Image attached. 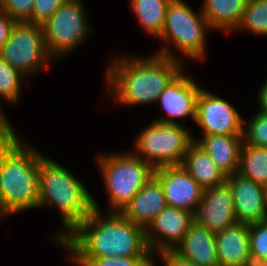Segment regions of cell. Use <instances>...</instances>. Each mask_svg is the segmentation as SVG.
<instances>
[{
	"label": "cell",
	"mask_w": 267,
	"mask_h": 266,
	"mask_svg": "<svg viewBox=\"0 0 267 266\" xmlns=\"http://www.w3.org/2000/svg\"><path fill=\"white\" fill-rule=\"evenodd\" d=\"M247 130H243L244 144L267 147V113L258 112L250 121Z\"/></svg>",
	"instance_id": "cell-28"
},
{
	"label": "cell",
	"mask_w": 267,
	"mask_h": 266,
	"mask_svg": "<svg viewBox=\"0 0 267 266\" xmlns=\"http://www.w3.org/2000/svg\"><path fill=\"white\" fill-rule=\"evenodd\" d=\"M153 177L163 189L167 206L196 212L204 189L181 165L155 168Z\"/></svg>",
	"instance_id": "cell-11"
},
{
	"label": "cell",
	"mask_w": 267,
	"mask_h": 266,
	"mask_svg": "<svg viewBox=\"0 0 267 266\" xmlns=\"http://www.w3.org/2000/svg\"><path fill=\"white\" fill-rule=\"evenodd\" d=\"M191 136L182 125L154 121L137 136L135 155L147 157L145 161L154 168L181 165L194 142Z\"/></svg>",
	"instance_id": "cell-6"
},
{
	"label": "cell",
	"mask_w": 267,
	"mask_h": 266,
	"mask_svg": "<svg viewBox=\"0 0 267 266\" xmlns=\"http://www.w3.org/2000/svg\"><path fill=\"white\" fill-rule=\"evenodd\" d=\"M249 238L253 266H267V221L249 225Z\"/></svg>",
	"instance_id": "cell-25"
},
{
	"label": "cell",
	"mask_w": 267,
	"mask_h": 266,
	"mask_svg": "<svg viewBox=\"0 0 267 266\" xmlns=\"http://www.w3.org/2000/svg\"><path fill=\"white\" fill-rule=\"evenodd\" d=\"M263 192H264V204L267 210V184L263 186Z\"/></svg>",
	"instance_id": "cell-35"
},
{
	"label": "cell",
	"mask_w": 267,
	"mask_h": 266,
	"mask_svg": "<svg viewBox=\"0 0 267 266\" xmlns=\"http://www.w3.org/2000/svg\"><path fill=\"white\" fill-rule=\"evenodd\" d=\"M231 186L235 217L238 223L254 224L267 221L263 186L236 173L227 176Z\"/></svg>",
	"instance_id": "cell-14"
},
{
	"label": "cell",
	"mask_w": 267,
	"mask_h": 266,
	"mask_svg": "<svg viewBox=\"0 0 267 266\" xmlns=\"http://www.w3.org/2000/svg\"><path fill=\"white\" fill-rule=\"evenodd\" d=\"M162 50V51H161ZM143 59L121 58L107 71L106 80L116 101L128 105L156 102L167 85L182 71L168 48Z\"/></svg>",
	"instance_id": "cell-2"
},
{
	"label": "cell",
	"mask_w": 267,
	"mask_h": 266,
	"mask_svg": "<svg viewBox=\"0 0 267 266\" xmlns=\"http://www.w3.org/2000/svg\"><path fill=\"white\" fill-rule=\"evenodd\" d=\"M210 28L204 16H197L182 0H170L163 32L159 38L173 43L188 57L203 59L205 31Z\"/></svg>",
	"instance_id": "cell-7"
},
{
	"label": "cell",
	"mask_w": 267,
	"mask_h": 266,
	"mask_svg": "<svg viewBox=\"0 0 267 266\" xmlns=\"http://www.w3.org/2000/svg\"><path fill=\"white\" fill-rule=\"evenodd\" d=\"M0 119L12 130L13 128H11L10 124L7 122L8 120L5 118V115H2V112L0 110Z\"/></svg>",
	"instance_id": "cell-36"
},
{
	"label": "cell",
	"mask_w": 267,
	"mask_h": 266,
	"mask_svg": "<svg viewBox=\"0 0 267 266\" xmlns=\"http://www.w3.org/2000/svg\"><path fill=\"white\" fill-rule=\"evenodd\" d=\"M194 222L193 212L166 206L148 225L151 230L148 228L144 230L145 240L150 252L154 253L156 249H158L157 252L159 253L166 250H174V243L180 244L182 242ZM153 231L154 233H159L157 234L158 236H163L164 240L162 239L161 241L159 238H155L154 233H151Z\"/></svg>",
	"instance_id": "cell-13"
},
{
	"label": "cell",
	"mask_w": 267,
	"mask_h": 266,
	"mask_svg": "<svg viewBox=\"0 0 267 266\" xmlns=\"http://www.w3.org/2000/svg\"><path fill=\"white\" fill-rule=\"evenodd\" d=\"M259 105L261 107L260 112L267 113V81L265 85L261 88L259 93Z\"/></svg>",
	"instance_id": "cell-33"
},
{
	"label": "cell",
	"mask_w": 267,
	"mask_h": 266,
	"mask_svg": "<svg viewBox=\"0 0 267 266\" xmlns=\"http://www.w3.org/2000/svg\"><path fill=\"white\" fill-rule=\"evenodd\" d=\"M34 0H0V10L15 22H29L33 16Z\"/></svg>",
	"instance_id": "cell-29"
},
{
	"label": "cell",
	"mask_w": 267,
	"mask_h": 266,
	"mask_svg": "<svg viewBox=\"0 0 267 266\" xmlns=\"http://www.w3.org/2000/svg\"><path fill=\"white\" fill-rule=\"evenodd\" d=\"M201 146L226 176L238 173L243 135H204Z\"/></svg>",
	"instance_id": "cell-19"
},
{
	"label": "cell",
	"mask_w": 267,
	"mask_h": 266,
	"mask_svg": "<svg viewBox=\"0 0 267 266\" xmlns=\"http://www.w3.org/2000/svg\"><path fill=\"white\" fill-rule=\"evenodd\" d=\"M99 162L115 212H120L154 175L155 168L135 154L101 156Z\"/></svg>",
	"instance_id": "cell-5"
},
{
	"label": "cell",
	"mask_w": 267,
	"mask_h": 266,
	"mask_svg": "<svg viewBox=\"0 0 267 266\" xmlns=\"http://www.w3.org/2000/svg\"><path fill=\"white\" fill-rule=\"evenodd\" d=\"M17 138L0 146V216L39 205L40 154Z\"/></svg>",
	"instance_id": "cell-3"
},
{
	"label": "cell",
	"mask_w": 267,
	"mask_h": 266,
	"mask_svg": "<svg viewBox=\"0 0 267 266\" xmlns=\"http://www.w3.org/2000/svg\"><path fill=\"white\" fill-rule=\"evenodd\" d=\"M238 28L267 35V0H249Z\"/></svg>",
	"instance_id": "cell-24"
},
{
	"label": "cell",
	"mask_w": 267,
	"mask_h": 266,
	"mask_svg": "<svg viewBox=\"0 0 267 266\" xmlns=\"http://www.w3.org/2000/svg\"><path fill=\"white\" fill-rule=\"evenodd\" d=\"M15 23L8 14L0 10V50L9 40L11 30Z\"/></svg>",
	"instance_id": "cell-31"
},
{
	"label": "cell",
	"mask_w": 267,
	"mask_h": 266,
	"mask_svg": "<svg viewBox=\"0 0 267 266\" xmlns=\"http://www.w3.org/2000/svg\"><path fill=\"white\" fill-rule=\"evenodd\" d=\"M174 251L196 266H220L215 234L194 222Z\"/></svg>",
	"instance_id": "cell-18"
},
{
	"label": "cell",
	"mask_w": 267,
	"mask_h": 266,
	"mask_svg": "<svg viewBox=\"0 0 267 266\" xmlns=\"http://www.w3.org/2000/svg\"><path fill=\"white\" fill-rule=\"evenodd\" d=\"M181 166L205 190L227 180L225 173L195 141L189 146Z\"/></svg>",
	"instance_id": "cell-20"
},
{
	"label": "cell",
	"mask_w": 267,
	"mask_h": 266,
	"mask_svg": "<svg viewBox=\"0 0 267 266\" xmlns=\"http://www.w3.org/2000/svg\"><path fill=\"white\" fill-rule=\"evenodd\" d=\"M95 210L60 243L73 254L71 258H104L109 256L153 257L142 227L112 212L101 218Z\"/></svg>",
	"instance_id": "cell-1"
},
{
	"label": "cell",
	"mask_w": 267,
	"mask_h": 266,
	"mask_svg": "<svg viewBox=\"0 0 267 266\" xmlns=\"http://www.w3.org/2000/svg\"><path fill=\"white\" fill-rule=\"evenodd\" d=\"M249 0H205L202 15L210 28L234 31L240 25Z\"/></svg>",
	"instance_id": "cell-21"
},
{
	"label": "cell",
	"mask_w": 267,
	"mask_h": 266,
	"mask_svg": "<svg viewBox=\"0 0 267 266\" xmlns=\"http://www.w3.org/2000/svg\"><path fill=\"white\" fill-rule=\"evenodd\" d=\"M165 266H196L193 262L181 257L174 250H166L160 252Z\"/></svg>",
	"instance_id": "cell-32"
},
{
	"label": "cell",
	"mask_w": 267,
	"mask_h": 266,
	"mask_svg": "<svg viewBox=\"0 0 267 266\" xmlns=\"http://www.w3.org/2000/svg\"><path fill=\"white\" fill-rule=\"evenodd\" d=\"M84 12L80 0H65L41 25L45 47L51 57L61 58L84 40L90 29Z\"/></svg>",
	"instance_id": "cell-8"
},
{
	"label": "cell",
	"mask_w": 267,
	"mask_h": 266,
	"mask_svg": "<svg viewBox=\"0 0 267 266\" xmlns=\"http://www.w3.org/2000/svg\"><path fill=\"white\" fill-rule=\"evenodd\" d=\"M215 239L220 266H253L248 224L236 223L216 233Z\"/></svg>",
	"instance_id": "cell-17"
},
{
	"label": "cell",
	"mask_w": 267,
	"mask_h": 266,
	"mask_svg": "<svg viewBox=\"0 0 267 266\" xmlns=\"http://www.w3.org/2000/svg\"><path fill=\"white\" fill-rule=\"evenodd\" d=\"M54 204L60 210L66 234L55 236L60 243L94 210V199L84 185L64 167L40 154L39 205Z\"/></svg>",
	"instance_id": "cell-4"
},
{
	"label": "cell",
	"mask_w": 267,
	"mask_h": 266,
	"mask_svg": "<svg viewBox=\"0 0 267 266\" xmlns=\"http://www.w3.org/2000/svg\"><path fill=\"white\" fill-rule=\"evenodd\" d=\"M23 76L25 75L0 57V96L7 101H17L21 85L20 79Z\"/></svg>",
	"instance_id": "cell-26"
},
{
	"label": "cell",
	"mask_w": 267,
	"mask_h": 266,
	"mask_svg": "<svg viewBox=\"0 0 267 266\" xmlns=\"http://www.w3.org/2000/svg\"><path fill=\"white\" fill-rule=\"evenodd\" d=\"M194 220L199 226L214 234L238 223L235 217L231 186L227 181L204 190L194 213Z\"/></svg>",
	"instance_id": "cell-12"
},
{
	"label": "cell",
	"mask_w": 267,
	"mask_h": 266,
	"mask_svg": "<svg viewBox=\"0 0 267 266\" xmlns=\"http://www.w3.org/2000/svg\"><path fill=\"white\" fill-rule=\"evenodd\" d=\"M65 0H34L32 24H44Z\"/></svg>",
	"instance_id": "cell-30"
},
{
	"label": "cell",
	"mask_w": 267,
	"mask_h": 266,
	"mask_svg": "<svg viewBox=\"0 0 267 266\" xmlns=\"http://www.w3.org/2000/svg\"><path fill=\"white\" fill-rule=\"evenodd\" d=\"M195 123L203 129V135H243L246 130L230 103L202 89L196 102Z\"/></svg>",
	"instance_id": "cell-10"
},
{
	"label": "cell",
	"mask_w": 267,
	"mask_h": 266,
	"mask_svg": "<svg viewBox=\"0 0 267 266\" xmlns=\"http://www.w3.org/2000/svg\"><path fill=\"white\" fill-rule=\"evenodd\" d=\"M79 266H153L152 257L109 256L104 258H73Z\"/></svg>",
	"instance_id": "cell-27"
},
{
	"label": "cell",
	"mask_w": 267,
	"mask_h": 266,
	"mask_svg": "<svg viewBox=\"0 0 267 266\" xmlns=\"http://www.w3.org/2000/svg\"><path fill=\"white\" fill-rule=\"evenodd\" d=\"M238 174L262 186L267 184V147L242 145Z\"/></svg>",
	"instance_id": "cell-23"
},
{
	"label": "cell",
	"mask_w": 267,
	"mask_h": 266,
	"mask_svg": "<svg viewBox=\"0 0 267 266\" xmlns=\"http://www.w3.org/2000/svg\"><path fill=\"white\" fill-rule=\"evenodd\" d=\"M11 130L4 122H0V146L12 135Z\"/></svg>",
	"instance_id": "cell-34"
},
{
	"label": "cell",
	"mask_w": 267,
	"mask_h": 266,
	"mask_svg": "<svg viewBox=\"0 0 267 266\" xmlns=\"http://www.w3.org/2000/svg\"><path fill=\"white\" fill-rule=\"evenodd\" d=\"M0 57L25 76L36 71L52 58L45 47L42 26L16 22Z\"/></svg>",
	"instance_id": "cell-9"
},
{
	"label": "cell",
	"mask_w": 267,
	"mask_h": 266,
	"mask_svg": "<svg viewBox=\"0 0 267 266\" xmlns=\"http://www.w3.org/2000/svg\"><path fill=\"white\" fill-rule=\"evenodd\" d=\"M166 206L163 189L152 177L119 213L145 230Z\"/></svg>",
	"instance_id": "cell-16"
},
{
	"label": "cell",
	"mask_w": 267,
	"mask_h": 266,
	"mask_svg": "<svg viewBox=\"0 0 267 266\" xmlns=\"http://www.w3.org/2000/svg\"><path fill=\"white\" fill-rule=\"evenodd\" d=\"M200 90L192 79L180 72L159 95L158 101H160L168 117H161L156 122L177 124L173 118H182L187 115H190L195 121L196 102Z\"/></svg>",
	"instance_id": "cell-15"
},
{
	"label": "cell",
	"mask_w": 267,
	"mask_h": 266,
	"mask_svg": "<svg viewBox=\"0 0 267 266\" xmlns=\"http://www.w3.org/2000/svg\"><path fill=\"white\" fill-rule=\"evenodd\" d=\"M170 0H131L134 13L147 32L160 37Z\"/></svg>",
	"instance_id": "cell-22"
}]
</instances>
